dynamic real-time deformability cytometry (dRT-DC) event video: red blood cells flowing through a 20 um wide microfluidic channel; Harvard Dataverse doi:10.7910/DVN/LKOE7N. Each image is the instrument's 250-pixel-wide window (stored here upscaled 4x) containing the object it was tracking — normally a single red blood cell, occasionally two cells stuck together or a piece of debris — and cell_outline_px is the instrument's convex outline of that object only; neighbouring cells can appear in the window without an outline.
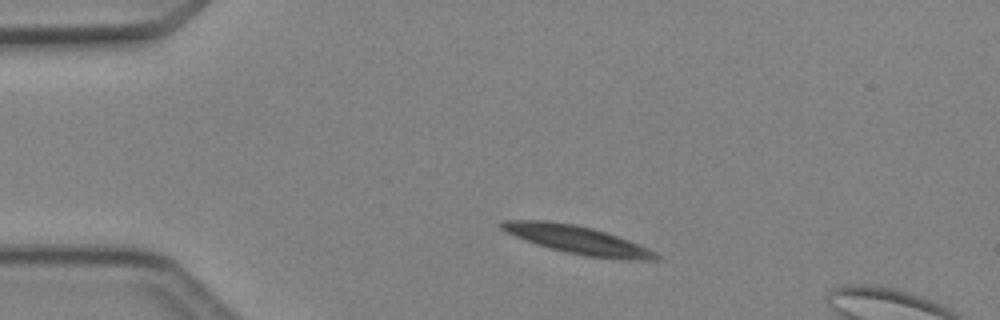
{"species": "Egyptian fruit bat (a non-hibernating species)", "species_latin": "Rousettus aegyptiacus", "temperature_condition": "cold", "stored_images_in_passage": 3, "camera_frame_rate_fps": 3000, "um_per_image_px": 0.085, "animal": {"sex": "female"}, "frame": {"image": 1, "passage_image": 1, "time_ms": 0.0, "image_size_px": [1000, 320], "cell_outline_px": [[660, 256], [656, 260], [624, 260], [584, 256], [536, 244], [516, 236], [500, 228], [500, 224], [504, 220], [548, 220], [572, 224], [592, 228], [640, 244], [656, 252]], "centroid_in_image_um": [49.13, 20.39], "position_along_channel_um": 35.9, "area_um2": 24.97}}